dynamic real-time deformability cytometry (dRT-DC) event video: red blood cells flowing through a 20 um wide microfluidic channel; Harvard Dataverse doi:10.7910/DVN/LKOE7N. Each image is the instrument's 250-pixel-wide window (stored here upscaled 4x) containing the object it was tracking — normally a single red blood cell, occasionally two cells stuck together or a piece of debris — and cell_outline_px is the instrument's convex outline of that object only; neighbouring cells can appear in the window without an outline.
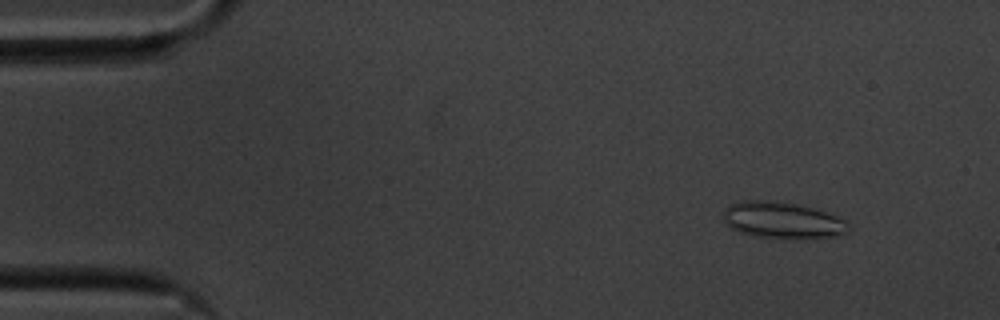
{"species": "common noctule bat (a hibernating species)", "species_latin": "Nyctalus noctula", "temperature_condition": "cold", "stored_images_in_passage": 57, "camera_frame_rate_fps": 3000, "um_per_image_px": 0.085, "animal": {"sex": "male", "body_mass_g": 20.1, "forearm_length_mm": 53.5}, "frame": {"image": 1, "passage_image": 6, "time_ms": 1.667, "image_size_px": [1000, 320], "cell_outline_px": [[848, 232], [836, 236], [792, 240], [752, 236], [740, 232], [732, 228], [724, 220], [724, 212], [732, 204], [744, 200], [768, 200], [796, 204], [816, 208], [836, 216], [844, 220], [848, 224]], "centroid_in_image_um": [66.54, 18.74], "position_along_channel_um": 18.5, "area_um2": 26.76}}
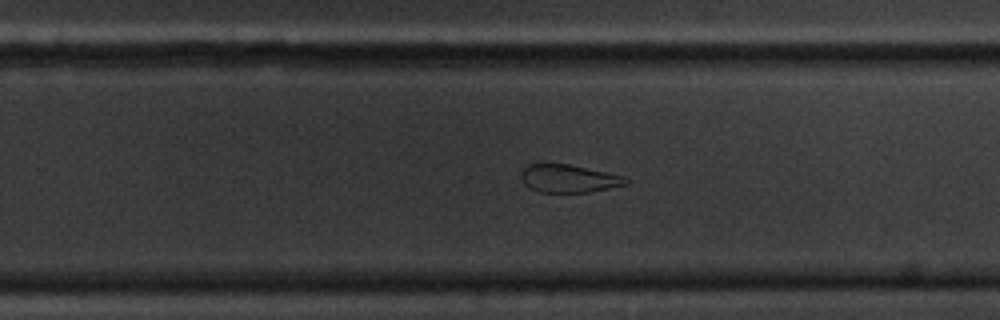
{"frame": {"image": 2, "passage_image": 36, "time_ms": 11.667, "image_size_px": [1000, 320], "cell_outline_px": [[632, 180], [628, 184], [588, 192], [540, 192], [524, 184], [520, 172], [528, 164], [540, 160], [568, 164], [624, 176]], "centroid_in_image_um": [48.3, 15.13], "position_along_channel_um": 281.5, "area_um2": 17.46}}
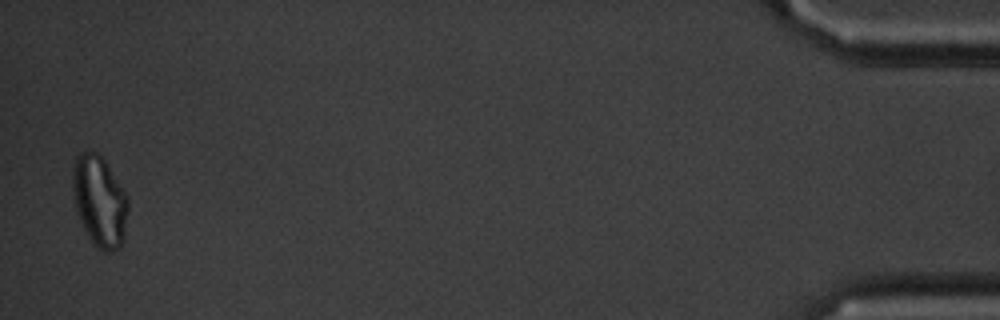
{"frame": {"image": 3, "passage_image": 56, "time_ms": 18.333, "image_size_px": [1000, 320], "cell_outline_px": [[128, 212], [124, 240], [112, 252], [104, 252], [96, 248], [88, 236], [76, 212], [72, 188], [72, 168], [76, 156], [80, 152], [96, 152], [104, 160], [128, 196]], "centroid_in_image_um": [8.45, 17.12], "position_along_channel_um": 426.7, "area_um2": 29.48}, "authors_computed_cell_mechanics": {"area_um2": 21.9062, "velocity_mm_per_s": 3.4989, "shape_relaxation_time_tau1_ms": null, "shape_relaxation_time_tau2_ms": 2.7191, "deformation_change_tau1": null, "deformation_change_tau2": 0.1055}}